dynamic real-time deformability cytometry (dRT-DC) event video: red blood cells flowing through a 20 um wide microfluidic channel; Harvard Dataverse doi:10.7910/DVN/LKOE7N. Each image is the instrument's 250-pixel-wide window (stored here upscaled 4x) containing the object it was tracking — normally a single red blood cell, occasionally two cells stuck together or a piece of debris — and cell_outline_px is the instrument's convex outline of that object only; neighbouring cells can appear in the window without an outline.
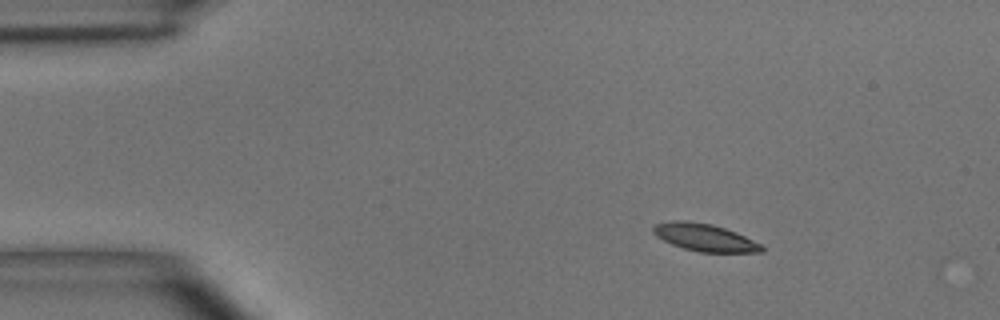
{"species": "common noctule bat (a hibernating species)", "species_latin": "Nyctalus noctula", "temperature_condition": "room temperature", "stored_images_in_passage": 3, "camera_frame_rate_fps": 3000, "um_per_image_px": 0.085, "animal": {"sex": "male", "body_mass_g": 15.6}, "frame": {"image": 1, "passage_image": 1, "time_ms": 0.0, "image_size_px": [1000, 320], "cell_outline_px": [[764, 252], [700, 252], [684, 248], [672, 244], [656, 236], [652, 232], [652, 228], [656, 224], [672, 220], [684, 220], [712, 224], [736, 232], [760, 244], [764, 248]], "centroid_in_image_um": [59.88, 20.18], "position_along_channel_um": 25.1, "area_um2": 17.17}}